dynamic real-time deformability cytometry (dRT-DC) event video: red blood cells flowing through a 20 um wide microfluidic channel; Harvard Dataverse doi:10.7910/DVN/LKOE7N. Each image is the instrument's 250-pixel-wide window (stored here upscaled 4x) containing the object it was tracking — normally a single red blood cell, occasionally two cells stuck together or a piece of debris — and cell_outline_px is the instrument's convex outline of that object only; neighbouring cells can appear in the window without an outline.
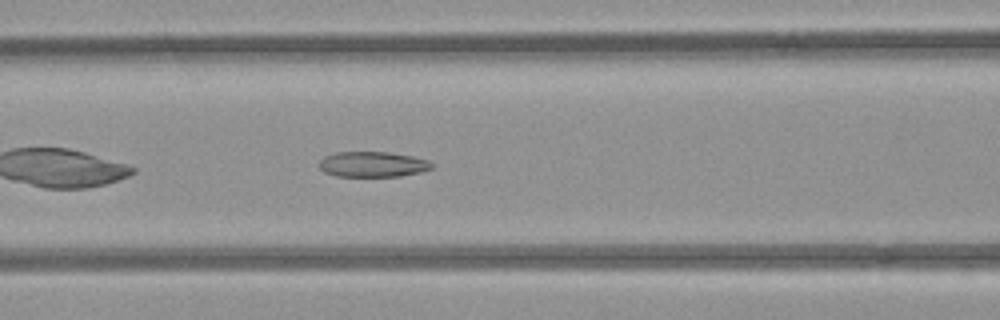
{"species": "common noctule bat (a hibernating species)", "species_latin": "Nyctalus noctula", "temperature_condition": "room temperature", "stored_images_in_passage": 39, "camera_frame_rate_fps": 3000, "um_per_image_px": 0.085, "animal": {"sex": "female", "body_mass_g": 21.9}, "frame": {"image": 1, "passage_image": 8, "time_ms": 2.333, "image_size_px": [1000, 320], "cell_outline_px": [[436, 164], [432, 168], [420, 172], [400, 176], [336, 176], [324, 172], [316, 164], [324, 156], [336, 152], [388, 152], [412, 156], [428, 160]], "centroid_in_image_um": [31.67, 13.96], "position_along_channel_um": 134.9, "area_um2": 16.82}}
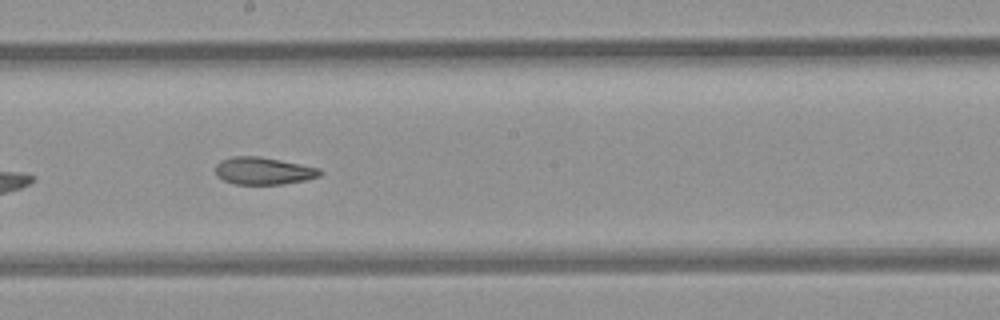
{"frame": {"image": 2, "passage_image": 15, "time_ms": 4.667, "image_size_px": [1000, 320], "cell_outline_px": [[324, 172], [320, 176], [304, 180], [284, 184], [236, 184], [224, 180], [216, 176], [216, 164], [220, 160], [232, 156], [260, 156], [320, 168]], "centroid_in_image_um": [22.39, 14.52], "position_along_channel_um": 225.8, "area_um2": 16.7}}
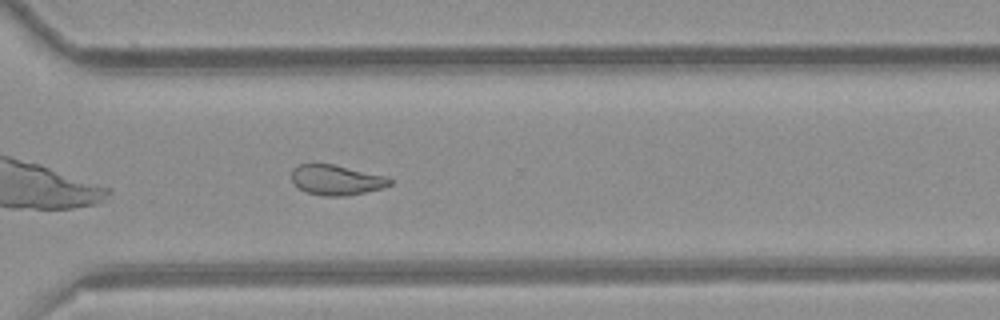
{"frame": {"image": 3, "passage_image": 24, "time_ms": 7.667, "image_size_px": [1000, 320], "cell_outline_px": [[392, 184], [384, 188], [348, 196], [324, 196], [308, 192], [300, 188], [292, 180], [292, 168], [296, 164], [332, 164], [384, 176], [392, 180]], "centroid_in_image_um": [28.59, 15.3], "position_along_channel_um": 342.0, "area_um2": 17.11}, "authors_computed_cell_mechanics": {"area_um2": 17.9758, "velocity_mm_per_s": 3.8902, "shape_relaxation_time_tau1_ms": null, "shape_relaxation_time_tau2_ms": 4.9331, "deformation_change_tau1": null, "deformation_change_tau2": 0.1219}}